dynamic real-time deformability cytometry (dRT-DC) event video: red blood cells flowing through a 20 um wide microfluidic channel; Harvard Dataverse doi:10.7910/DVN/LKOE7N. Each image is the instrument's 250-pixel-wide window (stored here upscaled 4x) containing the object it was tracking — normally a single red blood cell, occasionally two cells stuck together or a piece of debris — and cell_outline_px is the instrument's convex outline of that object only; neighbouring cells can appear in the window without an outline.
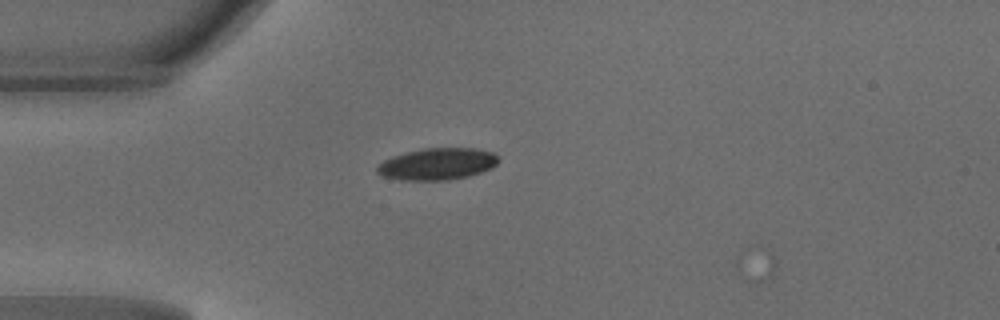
{"species": "common noctule bat (a hibernating species)", "species_latin": "Nyctalus noctula", "temperature_condition": "warm", "stored_images_in_passage": 2, "camera_frame_rate_fps": 3000, "um_per_image_px": 0.085, "animal": {"sex": "male", "body_mass_g": 18.8}, "frame": {"image": 1, "passage_image": 1, "time_ms": 0.0, "image_size_px": [1000, 320], "cell_outline_px": [[500, 160], [492, 168], [468, 176], [448, 180], [400, 180], [384, 176], [376, 172], [376, 164], [392, 156], [404, 152], [424, 148], [476, 148], [492, 152], [500, 156]], "centroid_in_image_um": [37.17, 13.93], "position_along_channel_um": 47.8, "area_um2": 22.72}}